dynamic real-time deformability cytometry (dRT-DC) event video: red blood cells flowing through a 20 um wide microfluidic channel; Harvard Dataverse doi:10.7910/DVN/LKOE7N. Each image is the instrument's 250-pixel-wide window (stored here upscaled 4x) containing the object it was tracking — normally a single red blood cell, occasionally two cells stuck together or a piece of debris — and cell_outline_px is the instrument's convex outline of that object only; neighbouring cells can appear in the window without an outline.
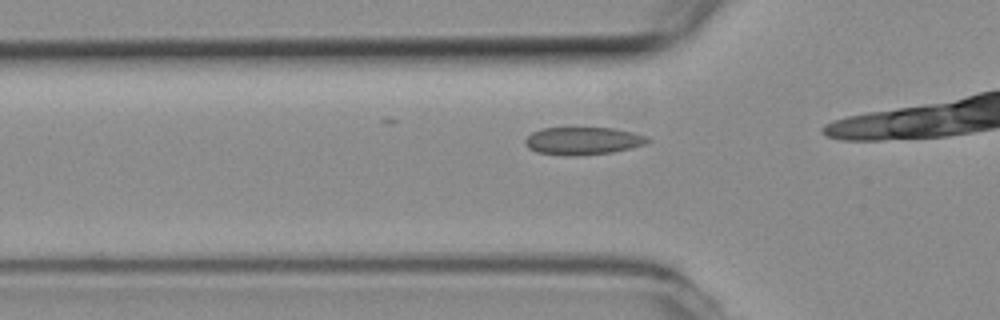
{"species": "common noctule bat (a hibernating species)", "species_latin": "Nyctalus noctula", "temperature_condition": "room temperature", "stored_images_in_passage": 9, "camera_frame_rate_fps": 3000, "um_per_image_px": 0.085, "animal": {"sex": "female", "body_mass_g": 19.3, "forearm_length_mm": 54.1}, "frame": {"image": 1, "passage_image": 4, "time_ms": 1.0, "image_size_px": [1000, 320], "cell_outline_px": [[652, 140], [644, 144], [632, 148], [612, 152], [576, 156], [564, 156], [536, 152], [528, 148], [524, 144], [524, 140], [532, 132], [544, 128], [612, 128], [632, 132], [648, 136]], "centroid_in_image_um": [49.54, 11.98], "position_along_channel_um": 76.3, "area_um2": 19.88}}
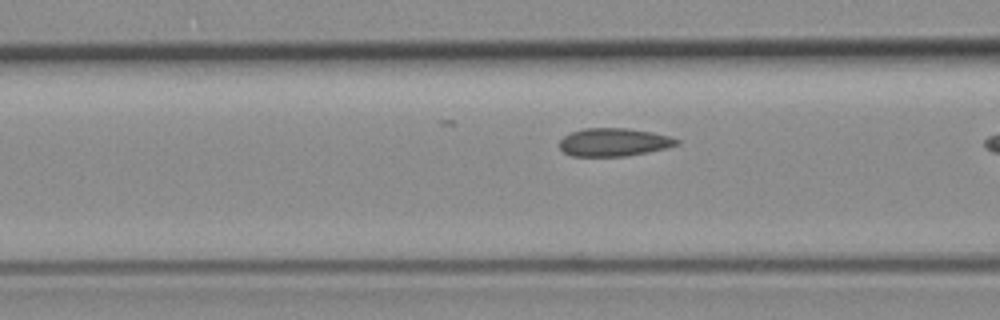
{"frame": {"image": 2, "passage_image": 7, "time_ms": 2.0, "image_size_px": [1000, 320], "cell_outline_px": [[680, 144], [664, 148], [624, 156], [572, 156], [564, 152], [560, 148], [560, 140], [564, 136], [572, 132], [584, 128], [628, 128], [652, 132], [668, 136], [680, 140]], "centroid_in_image_um": [52.16, 12.08], "position_along_channel_um": 114.4, "area_um2": 18.96}}